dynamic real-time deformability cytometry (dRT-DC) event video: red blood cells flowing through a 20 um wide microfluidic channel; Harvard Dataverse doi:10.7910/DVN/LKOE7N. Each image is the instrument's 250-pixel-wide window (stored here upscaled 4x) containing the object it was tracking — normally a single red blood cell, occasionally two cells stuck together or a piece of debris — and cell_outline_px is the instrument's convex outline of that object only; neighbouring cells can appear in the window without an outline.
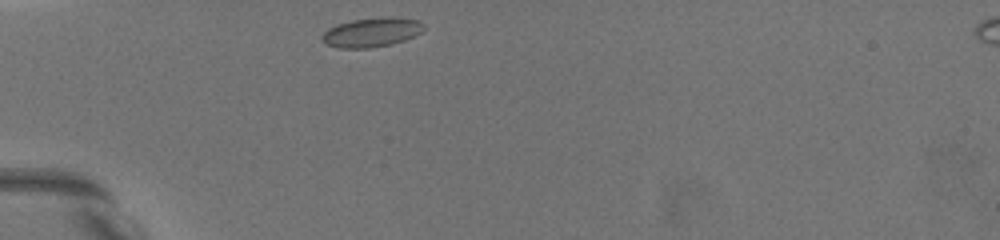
{"species": "common noctule bat (a hibernating species)", "species_latin": "Nyctalus noctula", "temperature_condition": "warm", "stored_images_in_passage": 24, "camera_frame_rate_fps": 3000, "um_per_image_px": 0.085, "animal": {"sex": "female", "body_mass_g": 19.5, "forearm_length_mm": 54.1}, "frame": {"image": 1, "passage_image": 1, "time_ms": 0.0, "image_size_px": [1000, 240], "cell_outline_px": [[424, 28], [420, 32], [404, 40], [392, 44], [368, 48], [340, 48], [324, 44], [320, 40], [320, 36], [328, 28], [336, 24], [352, 20], [380, 16], [396, 16], [420, 20], [424, 24]], "centroid_in_image_um": [31.56, 2.73], "position_along_channel_um": 53.4, "area_um2": 17.74}}
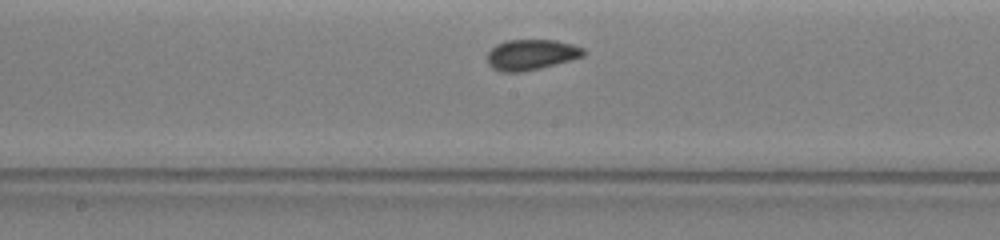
{"frame": {"image": 2, "passage_image": 13, "time_ms": 4.667, "image_size_px": [1000, 240], "cell_outline_px": [[588, 52], [584, 56], [540, 68], [520, 72], [504, 72], [492, 68], [488, 64], [488, 52], [496, 44], [508, 40], [556, 40], [572, 44], [584, 48]], "centroid_in_image_um": [45.17, 4.64], "position_along_channel_um": 203.0, "area_um2": 17.11}}
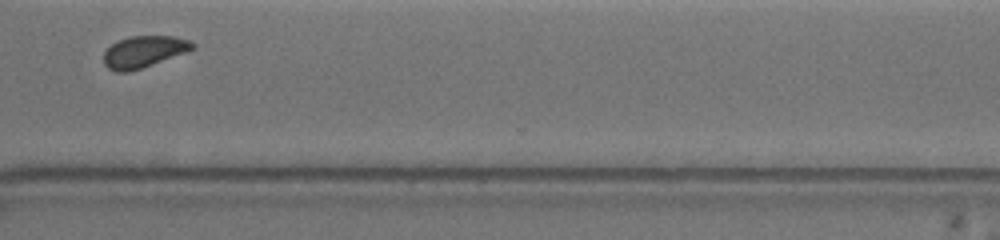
{"frame": {"image": 3, "passage_image": 22, "time_ms": 9.0, "image_size_px": [1000, 240], "cell_outline_px": [[196, 48], [140, 68], [128, 72], [116, 72], [108, 68], [104, 64], [104, 52], [116, 40], [132, 36], [172, 36], [188, 40], [196, 44]], "centroid_in_image_um": [12.2, 4.38], "position_along_channel_um": 358.4, "area_um2": 16.13}, "authors_computed_cell_mechanics": {"area_um2": 16.6753, "velocity_mm_per_s": 3.5917, "shape_relaxation_time_tau1_ms": 2.715, "shape_relaxation_time_tau2_ms": 1.5791, "deformation_change_tau1": 0.0998, "deformation_change_tau2": 0.067}}